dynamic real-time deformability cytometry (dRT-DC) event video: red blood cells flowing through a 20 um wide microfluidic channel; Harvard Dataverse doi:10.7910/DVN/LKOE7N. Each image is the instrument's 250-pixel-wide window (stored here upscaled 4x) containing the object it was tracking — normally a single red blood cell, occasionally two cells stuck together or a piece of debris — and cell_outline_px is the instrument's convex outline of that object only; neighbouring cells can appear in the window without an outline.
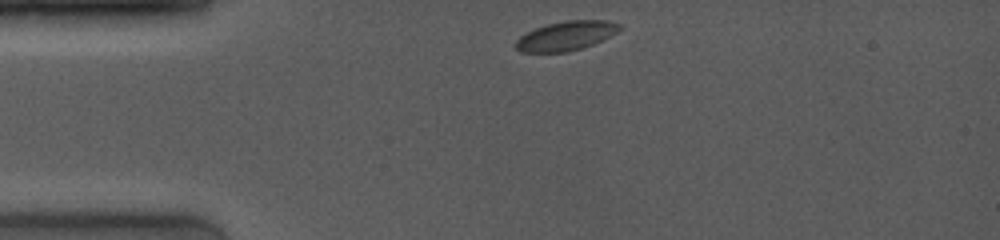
{"species": "common noctule bat (a hibernating species)", "species_latin": "Nyctalus noctula", "temperature_condition": "room temperature", "stored_images_in_passage": 37, "camera_frame_rate_fps": 4000, "um_per_image_px": 0.085, "animal": {"sex": "female", "body_mass_g": 19.0, "forearm_length_mm": 53.3}, "frame": {"image": 1, "passage_image": 1, "time_ms": 0.0, "image_size_px": [1000, 240], "cell_outline_px": [[624, 28], [592, 44], [568, 52], [520, 52], [516, 48], [516, 40], [520, 36], [536, 28], [548, 24], [564, 20], [608, 20], [620, 24]], "centroid_in_image_um": [48.12, 3.03], "position_along_channel_um": 36.9, "area_um2": 17.51}}
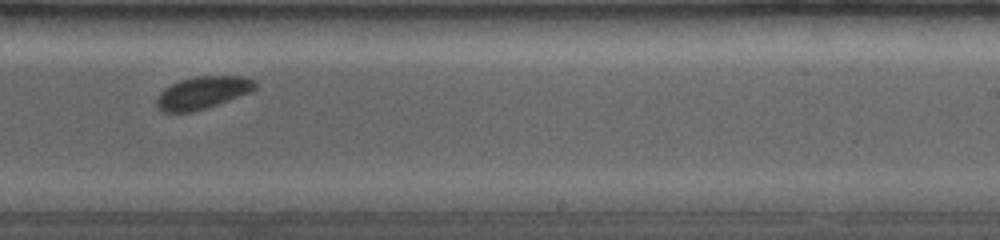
{"frame": {"image": 2, "passage_image": 29, "time_ms": 6.75, "image_size_px": [1000, 240], "cell_outline_px": [[256, 88], [248, 92], [228, 100], [192, 112], [164, 112], [156, 104], [156, 100], [160, 92], [164, 88], [180, 80], [196, 76], [244, 76], [256, 80]], "centroid_in_image_um": [17.21, 7.86], "position_along_channel_um": 271.8, "area_um2": 18.32}}
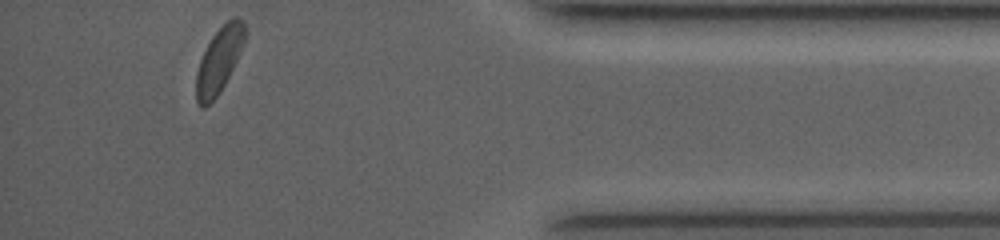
{"frame": {"image": 3, "passage_image": 37, "time_ms": 11.0, "image_size_px": [1000, 240], "cell_outline_px": [[244, 40], [236, 60], [220, 92], [204, 108], [200, 108], [196, 100], [196, 72], [200, 60], [212, 36], [232, 16], [236, 16], [244, 20]], "centroid_in_image_um": [18.59, 5.12], "position_along_channel_um": 416.6, "area_um2": 18.03}, "authors_computed_cell_mechanics": {"area_um2": 18.6694, "velocity_mm_per_s": 4.0008, "shape_relaxation_time_tau1_ms": 2.1139, "shape_relaxation_time_tau2_ms": null, "deformation_change_tau1": 0.061, "deformation_change_tau2": null}}